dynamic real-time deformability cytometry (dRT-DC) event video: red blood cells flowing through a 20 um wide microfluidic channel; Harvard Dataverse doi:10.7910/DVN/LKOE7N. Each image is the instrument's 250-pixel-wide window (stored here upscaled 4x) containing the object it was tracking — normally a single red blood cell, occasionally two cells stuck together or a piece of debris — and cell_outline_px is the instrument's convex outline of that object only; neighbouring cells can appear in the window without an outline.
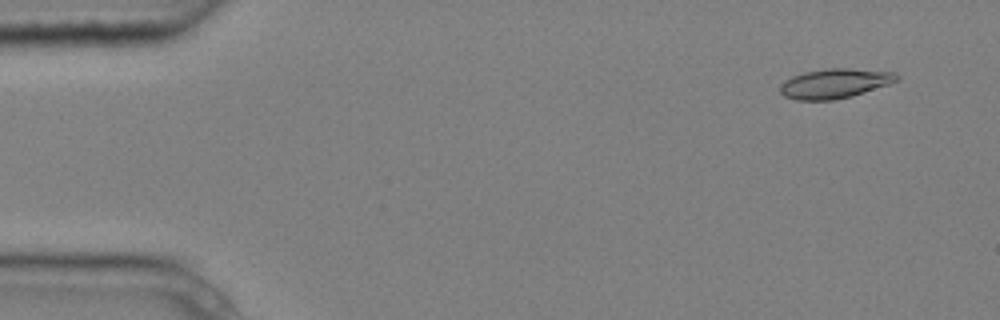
{"species": "common noctule bat (a hibernating species)", "species_latin": "Nyctalus noctula", "temperature_condition": "cold", "stored_images_in_passage": 5, "segment_of_instrument_passage": [2, 2], "camera_frame_rate_fps": 3000, "um_per_image_px": 0.085, "animal": {"sex": "male", "body_mass_g": 20.4}, "frame": {"image": 1, "passage_image": 5, "time_ms": 1.333, "image_size_px": [1000, 320], "cell_outline_px": [[900, 80], [852, 96], [832, 100], [796, 100], [784, 96], [780, 92], [780, 84], [784, 80], [792, 76], [804, 72], [828, 68], [848, 68], [896, 72], [900, 76]], "centroid_in_image_um": [70.95, 7.09], "position_along_channel_um": 14.0, "area_um2": 20.23}}